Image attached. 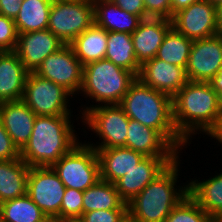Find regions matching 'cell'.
<instances>
[{
	"instance_id": "42",
	"label": "cell",
	"mask_w": 222,
	"mask_h": 222,
	"mask_svg": "<svg viewBox=\"0 0 222 222\" xmlns=\"http://www.w3.org/2000/svg\"><path fill=\"white\" fill-rule=\"evenodd\" d=\"M218 96L222 93V69L209 81Z\"/></svg>"
},
{
	"instance_id": "15",
	"label": "cell",
	"mask_w": 222,
	"mask_h": 222,
	"mask_svg": "<svg viewBox=\"0 0 222 222\" xmlns=\"http://www.w3.org/2000/svg\"><path fill=\"white\" fill-rule=\"evenodd\" d=\"M179 157H144L114 184L120 198L128 203Z\"/></svg>"
},
{
	"instance_id": "46",
	"label": "cell",
	"mask_w": 222,
	"mask_h": 222,
	"mask_svg": "<svg viewBox=\"0 0 222 222\" xmlns=\"http://www.w3.org/2000/svg\"><path fill=\"white\" fill-rule=\"evenodd\" d=\"M121 222H136V221L127 214V215L121 220Z\"/></svg>"
},
{
	"instance_id": "26",
	"label": "cell",
	"mask_w": 222,
	"mask_h": 222,
	"mask_svg": "<svg viewBox=\"0 0 222 222\" xmlns=\"http://www.w3.org/2000/svg\"><path fill=\"white\" fill-rule=\"evenodd\" d=\"M83 214L95 210L127 209L114 183L99 180L83 191Z\"/></svg>"
},
{
	"instance_id": "43",
	"label": "cell",
	"mask_w": 222,
	"mask_h": 222,
	"mask_svg": "<svg viewBox=\"0 0 222 222\" xmlns=\"http://www.w3.org/2000/svg\"><path fill=\"white\" fill-rule=\"evenodd\" d=\"M217 24L218 30L222 32V4L217 7Z\"/></svg>"
},
{
	"instance_id": "48",
	"label": "cell",
	"mask_w": 222,
	"mask_h": 222,
	"mask_svg": "<svg viewBox=\"0 0 222 222\" xmlns=\"http://www.w3.org/2000/svg\"><path fill=\"white\" fill-rule=\"evenodd\" d=\"M109 1H112V0H90V2H91L92 4L100 3V2H109Z\"/></svg>"
},
{
	"instance_id": "20",
	"label": "cell",
	"mask_w": 222,
	"mask_h": 222,
	"mask_svg": "<svg viewBox=\"0 0 222 222\" xmlns=\"http://www.w3.org/2000/svg\"><path fill=\"white\" fill-rule=\"evenodd\" d=\"M95 150L100 165V178L110 183H115L145 157L124 146Z\"/></svg>"
},
{
	"instance_id": "9",
	"label": "cell",
	"mask_w": 222,
	"mask_h": 222,
	"mask_svg": "<svg viewBox=\"0 0 222 222\" xmlns=\"http://www.w3.org/2000/svg\"><path fill=\"white\" fill-rule=\"evenodd\" d=\"M70 96L62 86L29 72L22 101L37 116L71 115L67 106Z\"/></svg>"
},
{
	"instance_id": "10",
	"label": "cell",
	"mask_w": 222,
	"mask_h": 222,
	"mask_svg": "<svg viewBox=\"0 0 222 222\" xmlns=\"http://www.w3.org/2000/svg\"><path fill=\"white\" fill-rule=\"evenodd\" d=\"M66 187L52 167H30L27 195L52 222L60 219Z\"/></svg>"
},
{
	"instance_id": "34",
	"label": "cell",
	"mask_w": 222,
	"mask_h": 222,
	"mask_svg": "<svg viewBox=\"0 0 222 222\" xmlns=\"http://www.w3.org/2000/svg\"><path fill=\"white\" fill-rule=\"evenodd\" d=\"M171 20L165 12L146 7L137 15L138 26L172 27Z\"/></svg>"
},
{
	"instance_id": "5",
	"label": "cell",
	"mask_w": 222,
	"mask_h": 222,
	"mask_svg": "<svg viewBox=\"0 0 222 222\" xmlns=\"http://www.w3.org/2000/svg\"><path fill=\"white\" fill-rule=\"evenodd\" d=\"M137 76L107 59L83 66L80 91L103 105L120 104Z\"/></svg>"
},
{
	"instance_id": "3",
	"label": "cell",
	"mask_w": 222,
	"mask_h": 222,
	"mask_svg": "<svg viewBox=\"0 0 222 222\" xmlns=\"http://www.w3.org/2000/svg\"><path fill=\"white\" fill-rule=\"evenodd\" d=\"M70 116H36L30 139L20 151L29 167H52L80 143Z\"/></svg>"
},
{
	"instance_id": "17",
	"label": "cell",
	"mask_w": 222,
	"mask_h": 222,
	"mask_svg": "<svg viewBox=\"0 0 222 222\" xmlns=\"http://www.w3.org/2000/svg\"><path fill=\"white\" fill-rule=\"evenodd\" d=\"M126 147L145 157H179L178 151L158 130L129 119Z\"/></svg>"
},
{
	"instance_id": "16",
	"label": "cell",
	"mask_w": 222,
	"mask_h": 222,
	"mask_svg": "<svg viewBox=\"0 0 222 222\" xmlns=\"http://www.w3.org/2000/svg\"><path fill=\"white\" fill-rule=\"evenodd\" d=\"M137 78L171 98L189 81L185 68L157 58L145 62Z\"/></svg>"
},
{
	"instance_id": "41",
	"label": "cell",
	"mask_w": 222,
	"mask_h": 222,
	"mask_svg": "<svg viewBox=\"0 0 222 222\" xmlns=\"http://www.w3.org/2000/svg\"><path fill=\"white\" fill-rule=\"evenodd\" d=\"M172 5V17L173 14L179 10L190 6L192 3L198 2L200 0H170Z\"/></svg>"
},
{
	"instance_id": "12",
	"label": "cell",
	"mask_w": 222,
	"mask_h": 222,
	"mask_svg": "<svg viewBox=\"0 0 222 222\" xmlns=\"http://www.w3.org/2000/svg\"><path fill=\"white\" fill-rule=\"evenodd\" d=\"M172 27L191 40L219 34L217 7L208 0H200L173 14Z\"/></svg>"
},
{
	"instance_id": "28",
	"label": "cell",
	"mask_w": 222,
	"mask_h": 222,
	"mask_svg": "<svg viewBox=\"0 0 222 222\" xmlns=\"http://www.w3.org/2000/svg\"><path fill=\"white\" fill-rule=\"evenodd\" d=\"M170 28L138 26L131 34L136 60L140 66L156 57L157 51Z\"/></svg>"
},
{
	"instance_id": "7",
	"label": "cell",
	"mask_w": 222,
	"mask_h": 222,
	"mask_svg": "<svg viewBox=\"0 0 222 222\" xmlns=\"http://www.w3.org/2000/svg\"><path fill=\"white\" fill-rule=\"evenodd\" d=\"M94 106L82 108V122L103 141L99 145L89 142L87 145L94 149L126 147L129 118L123 108L119 104Z\"/></svg>"
},
{
	"instance_id": "32",
	"label": "cell",
	"mask_w": 222,
	"mask_h": 222,
	"mask_svg": "<svg viewBox=\"0 0 222 222\" xmlns=\"http://www.w3.org/2000/svg\"><path fill=\"white\" fill-rule=\"evenodd\" d=\"M83 191L66 188L60 208V219L81 217L83 214Z\"/></svg>"
},
{
	"instance_id": "13",
	"label": "cell",
	"mask_w": 222,
	"mask_h": 222,
	"mask_svg": "<svg viewBox=\"0 0 222 222\" xmlns=\"http://www.w3.org/2000/svg\"><path fill=\"white\" fill-rule=\"evenodd\" d=\"M221 69V34L193 40L186 66L188 80L209 82Z\"/></svg>"
},
{
	"instance_id": "49",
	"label": "cell",
	"mask_w": 222,
	"mask_h": 222,
	"mask_svg": "<svg viewBox=\"0 0 222 222\" xmlns=\"http://www.w3.org/2000/svg\"><path fill=\"white\" fill-rule=\"evenodd\" d=\"M0 222H6V221L4 220V217H3V215H2L1 212H0Z\"/></svg>"
},
{
	"instance_id": "36",
	"label": "cell",
	"mask_w": 222,
	"mask_h": 222,
	"mask_svg": "<svg viewBox=\"0 0 222 222\" xmlns=\"http://www.w3.org/2000/svg\"><path fill=\"white\" fill-rule=\"evenodd\" d=\"M20 158V151L14 145L0 121V160H16Z\"/></svg>"
},
{
	"instance_id": "18",
	"label": "cell",
	"mask_w": 222,
	"mask_h": 222,
	"mask_svg": "<svg viewBox=\"0 0 222 222\" xmlns=\"http://www.w3.org/2000/svg\"><path fill=\"white\" fill-rule=\"evenodd\" d=\"M36 116L22 100L0 104V121L19 151L30 139Z\"/></svg>"
},
{
	"instance_id": "22",
	"label": "cell",
	"mask_w": 222,
	"mask_h": 222,
	"mask_svg": "<svg viewBox=\"0 0 222 222\" xmlns=\"http://www.w3.org/2000/svg\"><path fill=\"white\" fill-rule=\"evenodd\" d=\"M29 170L21 158L0 160V204L27 194Z\"/></svg>"
},
{
	"instance_id": "2",
	"label": "cell",
	"mask_w": 222,
	"mask_h": 222,
	"mask_svg": "<svg viewBox=\"0 0 222 222\" xmlns=\"http://www.w3.org/2000/svg\"><path fill=\"white\" fill-rule=\"evenodd\" d=\"M119 105L129 119L158 130L177 150L187 144L175 129L172 98L169 95L149 87L137 78Z\"/></svg>"
},
{
	"instance_id": "4",
	"label": "cell",
	"mask_w": 222,
	"mask_h": 222,
	"mask_svg": "<svg viewBox=\"0 0 222 222\" xmlns=\"http://www.w3.org/2000/svg\"><path fill=\"white\" fill-rule=\"evenodd\" d=\"M178 159L127 203V213L136 222H165L172 209L188 195V185L179 190L175 187L180 166Z\"/></svg>"
},
{
	"instance_id": "6",
	"label": "cell",
	"mask_w": 222,
	"mask_h": 222,
	"mask_svg": "<svg viewBox=\"0 0 222 222\" xmlns=\"http://www.w3.org/2000/svg\"><path fill=\"white\" fill-rule=\"evenodd\" d=\"M52 168L66 188L79 191H85L101 179L96 150L81 142L63 155Z\"/></svg>"
},
{
	"instance_id": "30",
	"label": "cell",
	"mask_w": 222,
	"mask_h": 222,
	"mask_svg": "<svg viewBox=\"0 0 222 222\" xmlns=\"http://www.w3.org/2000/svg\"><path fill=\"white\" fill-rule=\"evenodd\" d=\"M192 42L193 40L171 27L166 33L155 58L186 69Z\"/></svg>"
},
{
	"instance_id": "31",
	"label": "cell",
	"mask_w": 222,
	"mask_h": 222,
	"mask_svg": "<svg viewBox=\"0 0 222 222\" xmlns=\"http://www.w3.org/2000/svg\"><path fill=\"white\" fill-rule=\"evenodd\" d=\"M165 222H217L189 195H186L171 211Z\"/></svg>"
},
{
	"instance_id": "27",
	"label": "cell",
	"mask_w": 222,
	"mask_h": 222,
	"mask_svg": "<svg viewBox=\"0 0 222 222\" xmlns=\"http://www.w3.org/2000/svg\"><path fill=\"white\" fill-rule=\"evenodd\" d=\"M52 1L23 0L14 22L18 33H28L48 28Z\"/></svg>"
},
{
	"instance_id": "23",
	"label": "cell",
	"mask_w": 222,
	"mask_h": 222,
	"mask_svg": "<svg viewBox=\"0 0 222 222\" xmlns=\"http://www.w3.org/2000/svg\"><path fill=\"white\" fill-rule=\"evenodd\" d=\"M108 31L93 24L71 43V47L83 66L90 62L105 59Z\"/></svg>"
},
{
	"instance_id": "29",
	"label": "cell",
	"mask_w": 222,
	"mask_h": 222,
	"mask_svg": "<svg viewBox=\"0 0 222 222\" xmlns=\"http://www.w3.org/2000/svg\"><path fill=\"white\" fill-rule=\"evenodd\" d=\"M0 212L6 222H51L27 194L1 203Z\"/></svg>"
},
{
	"instance_id": "47",
	"label": "cell",
	"mask_w": 222,
	"mask_h": 222,
	"mask_svg": "<svg viewBox=\"0 0 222 222\" xmlns=\"http://www.w3.org/2000/svg\"><path fill=\"white\" fill-rule=\"evenodd\" d=\"M219 110H220V113H222V93L219 95Z\"/></svg>"
},
{
	"instance_id": "33",
	"label": "cell",
	"mask_w": 222,
	"mask_h": 222,
	"mask_svg": "<svg viewBox=\"0 0 222 222\" xmlns=\"http://www.w3.org/2000/svg\"><path fill=\"white\" fill-rule=\"evenodd\" d=\"M18 32L13 19L0 14V52L14 51Z\"/></svg>"
},
{
	"instance_id": "19",
	"label": "cell",
	"mask_w": 222,
	"mask_h": 222,
	"mask_svg": "<svg viewBox=\"0 0 222 222\" xmlns=\"http://www.w3.org/2000/svg\"><path fill=\"white\" fill-rule=\"evenodd\" d=\"M29 71L14 51L0 52V102L20 101Z\"/></svg>"
},
{
	"instance_id": "25",
	"label": "cell",
	"mask_w": 222,
	"mask_h": 222,
	"mask_svg": "<svg viewBox=\"0 0 222 222\" xmlns=\"http://www.w3.org/2000/svg\"><path fill=\"white\" fill-rule=\"evenodd\" d=\"M105 59L133 72L137 77L141 66L136 60L132 35L124 32H108Z\"/></svg>"
},
{
	"instance_id": "11",
	"label": "cell",
	"mask_w": 222,
	"mask_h": 222,
	"mask_svg": "<svg viewBox=\"0 0 222 222\" xmlns=\"http://www.w3.org/2000/svg\"><path fill=\"white\" fill-rule=\"evenodd\" d=\"M34 73L62 86L72 96L81 93L83 65L70 44L46 57Z\"/></svg>"
},
{
	"instance_id": "38",
	"label": "cell",
	"mask_w": 222,
	"mask_h": 222,
	"mask_svg": "<svg viewBox=\"0 0 222 222\" xmlns=\"http://www.w3.org/2000/svg\"><path fill=\"white\" fill-rule=\"evenodd\" d=\"M121 9L137 16L141 10L145 8L143 0H112Z\"/></svg>"
},
{
	"instance_id": "35",
	"label": "cell",
	"mask_w": 222,
	"mask_h": 222,
	"mask_svg": "<svg viewBox=\"0 0 222 222\" xmlns=\"http://www.w3.org/2000/svg\"><path fill=\"white\" fill-rule=\"evenodd\" d=\"M127 209L95 210L82 214L83 222H121Z\"/></svg>"
},
{
	"instance_id": "39",
	"label": "cell",
	"mask_w": 222,
	"mask_h": 222,
	"mask_svg": "<svg viewBox=\"0 0 222 222\" xmlns=\"http://www.w3.org/2000/svg\"><path fill=\"white\" fill-rule=\"evenodd\" d=\"M146 8L163 11L172 19V5L170 0H143Z\"/></svg>"
},
{
	"instance_id": "21",
	"label": "cell",
	"mask_w": 222,
	"mask_h": 222,
	"mask_svg": "<svg viewBox=\"0 0 222 222\" xmlns=\"http://www.w3.org/2000/svg\"><path fill=\"white\" fill-rule=\"evenodd\" d=\"M188 195L217 222H222V173L206 181L191 180Z\"/></svg>"
},
{
	"instance_id": "1",
	"label": "cell",
	"mask_w": 222,
	"mask_h": 222,
	"mask_svg": "<svg viewBox=\"0 0 222 222\" xmlns=\"http://www.w3.org/2000/svg\"><path fill=\"white\" fill-rule=\"evenodd\" d=\"M218 97L209 82L200 81H188L172 97L173 123L187 143L196 131L207 134L216 125L220 115Z\"/></svg>"
},
{
	"instance_id": "44",
	"label": "cell",
	"mask_w": 222,
	"mask_h": 222,
	"mask_svg": "<svg viewBox=\"0 0 222 222\" xmlns=\"http://www.w3.org/2000/svg\"><path fill=\"white\" fill-rule=\"evenodd\" d=\"M52 222H83L80 217L57 219Z\"/></svg>"
},
{
	"instance_id": "40",
	"label": "cell",
	"mask_w": 222,
	"mask_h": 222,
	"mask_svg": "<svg viewBox=\"0 0 222 222\" xmlns=\"http://www.w3.org/2000/svg\"><path fill=\"white\" fill-rule=\"evenodd\" d=\"M222 144V113H220L216 125L207 133Z\"/></svg>"
},
{
	"instance_id": "14",
	"label": "cell",
	"mask_w": 222,
	"mask_h": 222,
	"mask_svg": "<svg viewBox=\"0 0 222 222\" xmlns=\"http://www.w3.org/2000/svg\"><path fill=\"white\" fill-rule=\"evenodd\" d=\"M63 43L49 29L18 33L14 52L29 72H35L46 57L63 47Z\"/></svg>"
},
{
	"instance_id": "45",
	"label": "cell",
	"mask_w": 222,
	"mask_h": 222,
	"mask_svg": "<svg viewBox=\"0 0 222 222\" xmlns=\"http://www.w3.org/2000/svg\"><path fill=\"white\" fill-rule=\"evenodd\" d=\"M213 6L218 7L222 4V0H208Z\"/></svg>"
},
{
	"instance_id": "24",
	"label": "cell",
	"mask_w": 222,
	"mask_h": 222,
	"mask_svg": "<svg viewBox=\"0 0 222 222\" xmlns=\"http://www.w3.org/2000/svg\"><path fill=\"white\" fill-rule=\"evenodd\" d=\"M94 6V24L108 32L132 34L138 27L137 16L118 7L112 1L100 2Z\"/></svg>"
},
{
	"instance_id": "8",
	"label": "cell",
	"mask_w": 222,
	"mask_h": 222,
	"mask_svg": "<svg viewBox=\"0 0 222 222\" xmlns=\"http://www.w3.org/2000/svg\"><path fill=\"white\" fill-rule=\"evenodd\" d=\"M94 24V6L90 0L52 2L48 28L63 43L70 44Z\"/></svg>"
},
{
	"instance_id": "37",
	"label": "cell",
	"mask_w": 222,
	"mask_h": 222,
	"mask_svg": "<svg viewBox=\"0 0 222 222\" xmlns=\"http://www.w3.org/2000/svg\"><path fill=\"white\" fill-rule=\"evenodd\" d=\"M23 0H0V14L15 20Z\"/></svg>"
}]
</instances>
